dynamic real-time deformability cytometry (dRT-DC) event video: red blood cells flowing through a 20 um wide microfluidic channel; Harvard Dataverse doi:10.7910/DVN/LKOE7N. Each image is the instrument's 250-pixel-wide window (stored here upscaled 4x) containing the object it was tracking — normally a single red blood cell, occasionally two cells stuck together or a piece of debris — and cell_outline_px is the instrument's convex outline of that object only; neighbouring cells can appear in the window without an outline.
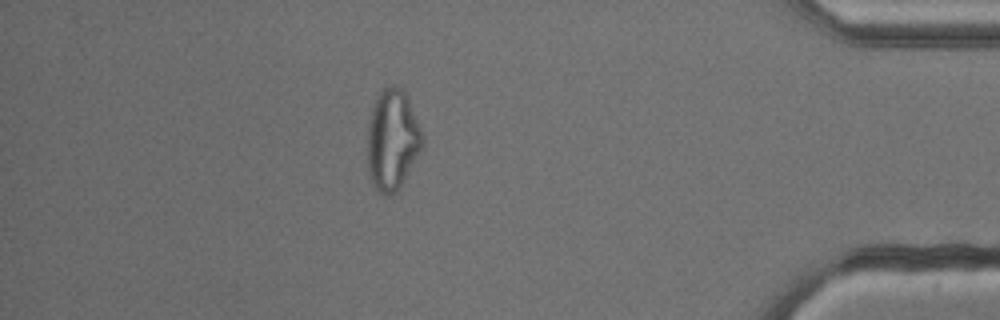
{"species": "common noctule bat (a hibernating species)", "species_latin": "Nyctalus noctula", "temperature_condition": "cold", "stored_images_in_passage": 51, "camera_frame_rate_fps": 3000, "um_per_image_px": 0.085, "animal": {"sex": "male", "body_mass_g": 13.3}, "frame": {"image": 1, "passage_image": 44, "time_ms": 14.333, "image_size_px": [1000, 320], "cell_outline_px": [[424, 140], [400, 188], [396, 192], [388, 196], [380, 192], [376, 188], [372, 180], [368, 168], [368, 120], [376, 96], [384, 88], [392, 84], [400, 88], [404, 92], [408, 100], [424, 136]], "centroid_in_image_um": [33.33, 11.87], "position_along_channel_um": 401.9, "area_um2": 31.67}}